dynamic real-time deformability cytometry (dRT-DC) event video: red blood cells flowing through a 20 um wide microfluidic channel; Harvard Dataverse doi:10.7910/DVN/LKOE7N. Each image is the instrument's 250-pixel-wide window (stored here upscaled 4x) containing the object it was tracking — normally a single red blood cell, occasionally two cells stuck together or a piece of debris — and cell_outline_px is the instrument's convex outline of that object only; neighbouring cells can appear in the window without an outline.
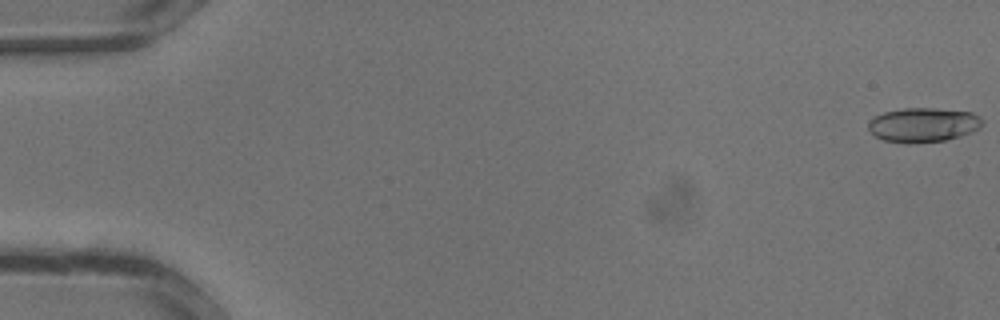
{"species": "common noctule bat (a hibernating species)", "species_latin": "Nyctalus noctula", "temperature_condition": "warm", "stored_images_in_passage": 32, "camera_frame_rate_fps": 3000, "um_per_image_px": 0.085, "animal": {"sex": "male", "body_mass_g": 13.3}, "frame": {"image": 1, "passage_image": 1, "time_ms": 0.0, "image_size_px": [1000, 320], "cell_outline_px": [[984, 124], [980, 128], [972, 132], [960, 136], [944, 140], [912, 144], [908, 144], [884, 140], [876, 136], [868, 128], [868, 120], [872, 116], [884, 112], [904, 108], [936, 108], [972, 112], [980, 116], [984, 120]], "centroid_in_image_um": [78.49, 10.61], "position_along_channel_um": 6.5, "area_um2": 23.18}}
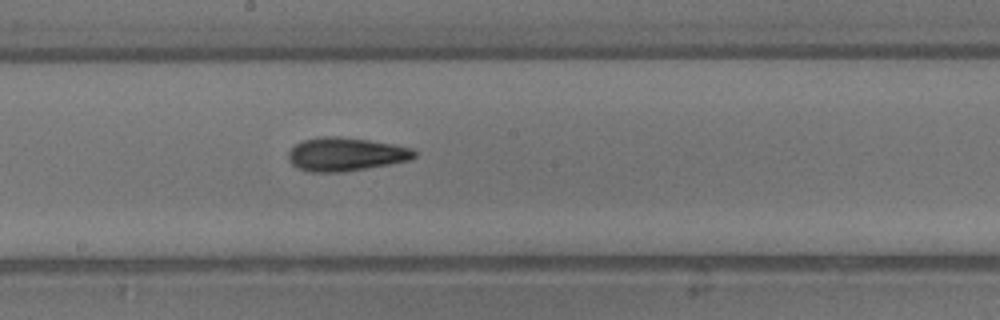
{"frame": {"image": 2, "passage_image": 19, "time_ms": 6.0, "image_size_px": [1000, 320], "cell_outline_px": [[416, 156], [408, 160], [388, 164], [344, 172], [308, 172], [296, 168], [288, 160], [288, 152], [296, 144], [304, 140], [320, 136], [340, 136], [396, 144], [412, 148], [416, 152]], "centroid_in_image_um": [29.36, 13.11], "position_along_channel_um": 218.8, "area_um2": 24.68}}
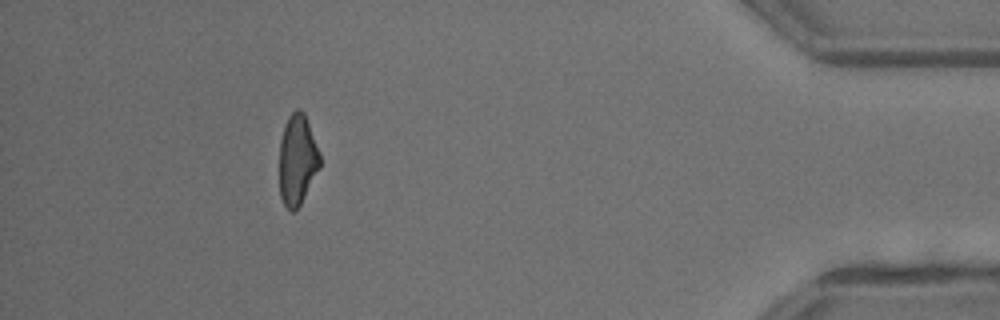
{"frame": {"image": 3, "passage_image": 31, "time_ms": 10.0, "image_size_px": [1000, 320], "cell_outline_px": [[320, 168], [296, 212], [292, 212], [284, 204], [280, 196], [280, 140], [284, 124], [288, 116], [296, 108], [300, 108], [304, 112], [320, 152]], "centroid_in_image_um": [25.28, 13.57], "position_along_channel_um": 409.9, "area_um2": 21.56}}